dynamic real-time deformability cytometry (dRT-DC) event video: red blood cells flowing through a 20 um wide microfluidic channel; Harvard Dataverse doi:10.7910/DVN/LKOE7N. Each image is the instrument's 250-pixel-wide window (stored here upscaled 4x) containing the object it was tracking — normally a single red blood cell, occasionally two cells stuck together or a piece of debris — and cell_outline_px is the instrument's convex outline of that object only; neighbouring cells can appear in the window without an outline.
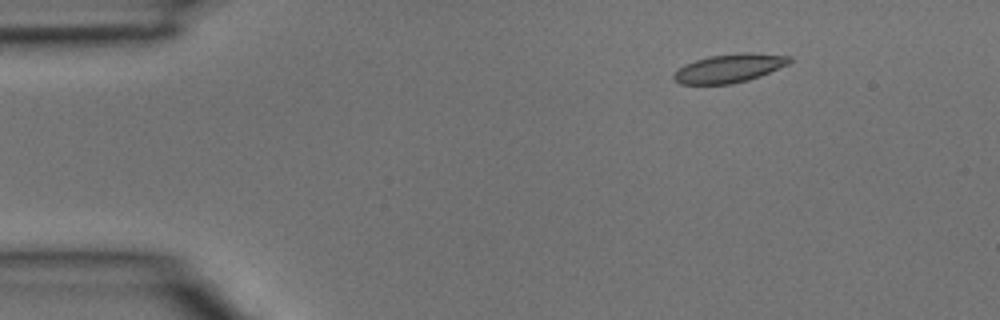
{"species": "common noctule bat (a hibernating species)", "species_latin": "Nyctalus noctula", "temperature_condition": "room temperature", "stored_images_in_passage": 5, "camera_frame_rate_fps": 3000, "um_per_image_px": 0.085, "animal": {"sex": "male", "body_mass_g": 15.6}, "frame": {"image": 1, "passage_image": 2, "time_ms": 0.333, "image_size_px": [1000, 320], "cell_outline_px": [[792, 60], [788, 64], [760, 76], [748, 80], [732, 84], [680, 84], [672, 76], [684, 64], [708, 56], [740, 52], [752, 52], [792, 56]], "centroid_in_image_um": [62.02, 5.79], "position_along_channel_um": 23.0, "area_um2": 19.31}}
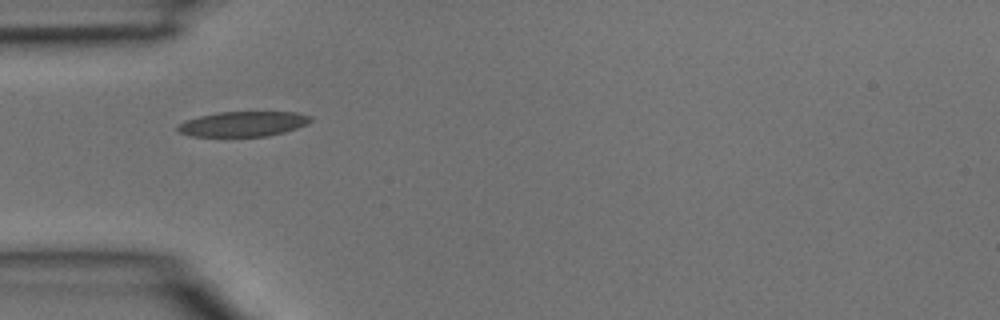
{"frame": {"image": 2, "passage_image": 4, "time_ms": 1.0, "image_size_px": [1000, 320], "cell_outline_px": [[312, 120], [308, 124], [284, 132], [268, 136], [192, 136], [180, 132], [176, 128], [184, 120], [216, 112], [296, 112], [312, 116]], "centroid_in_image_um": [20.69, 10.53], "position_along_channel_um": 64.3, "area_um2": 19.36}}